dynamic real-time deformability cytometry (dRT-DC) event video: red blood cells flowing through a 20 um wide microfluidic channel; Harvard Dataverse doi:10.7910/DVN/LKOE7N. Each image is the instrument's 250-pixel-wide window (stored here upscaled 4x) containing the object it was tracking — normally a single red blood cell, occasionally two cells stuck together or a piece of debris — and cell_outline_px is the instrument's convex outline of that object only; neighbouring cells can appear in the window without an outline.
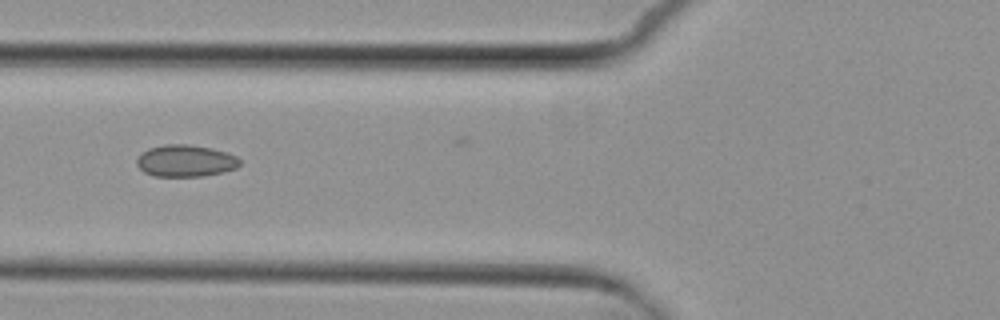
{"species": "common noctule bat (a hibernating species)", "species_latin": "Nyctalus noctula", "temperature_condition": "cold", "stored_images_in_passage": 4, "camera_frame_rate_fps": 3000, "um_per_image_px": 0.085, "animal": {"sex": "female", "body_mass_g": 29.2, "forearm_length_mm": 56.3}, "frame": {"image": 1, "passage_image": 4, "time_ms": 4.333, "image_size_px": [1000, 320], "cell_outline_px": [[240, 164], [236, 168], [224, 172], [204, 176], [152, 176], [144, 172], [136, 164], [136, 160], [140, 152], [148, 148], [164, 144], [188, 144], [212, 148], [236, 156], [240, 160]], "centroid_in_image_um": [15.74, 13.67], "position_along_channel_um": 110.1, "area_um2": 19.31}}